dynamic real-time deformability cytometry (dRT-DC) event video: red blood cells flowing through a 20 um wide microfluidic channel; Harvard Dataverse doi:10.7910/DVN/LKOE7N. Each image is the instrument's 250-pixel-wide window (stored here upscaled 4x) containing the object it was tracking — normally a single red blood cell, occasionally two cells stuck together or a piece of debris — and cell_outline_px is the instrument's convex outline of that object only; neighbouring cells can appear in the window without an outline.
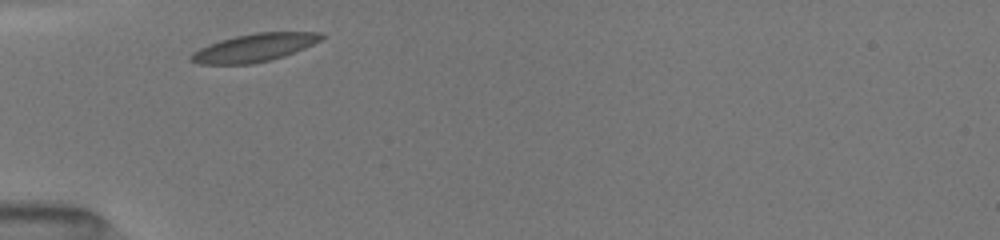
{"species": "common noctule bat (a hibernating species)", "species_latin": "Nyctalus noctula", "temperature_condition": "room temperature", "stored_images_in_passage": 6, "camera_frame_rate_fps": 3000, "um_per_image_px": 0.085, "animal": {"sex": "female", "body_mass_g": 19.5, "forearm_length_mm": 54.1}, "frame": {"image": 1, "passage_image": 1, "time_ms": 0.0, "image_size_px": [1000, 240], "cell_outline_px": [[324, 36], [320, 40], [304, 48], [284, 56], [272, 60], [252, 64], [200, 64], [188, 60], [188, 56], [192, 52], [208, 44], [220, 40], [236, 36], [256, 32], [320, 32]], "centroid_in_image_um": [21.57, 4.06], "position_along_channel_um": 63.4, "area_um2": 21.27}}
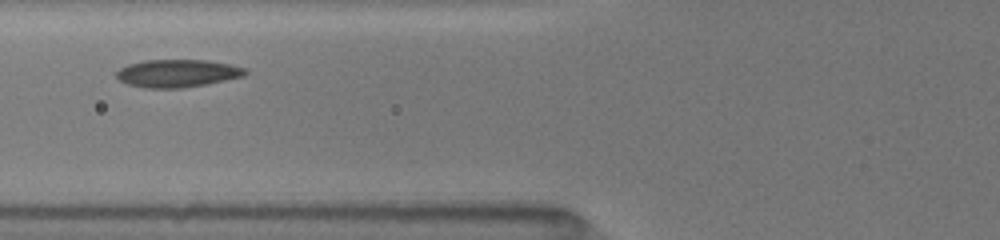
{"frame": {"image": 2, "passage_image": 3, "time_ms": 1.333, "image_size_px": [1000, 240], "cell_outline_px": [[248, 72], [244, 76], [208, 84], [184, 88], [144, 88], [128, 84], [120, 80], [116, 76], [116, 72], [120, 68], [128, 64], [144, 60], [208, 60], [228, 64], [244, 68]], "centroid_in_image_um": [15.07, 6.23], "position_along_channel_um": 110.7, "area_um2": 20.87}}
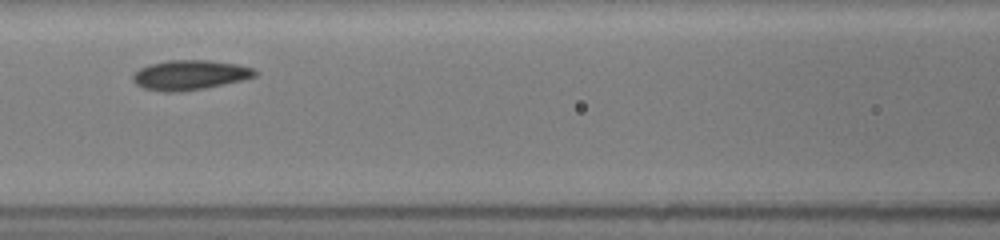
{"frame": {"image": 3, "passage_image": 5, "time_ms": 2.333, "image_size_px": [1000, 240], "cell_outline_px": [[256, 76], [244, 80], [204, 88], [180, 92], [164, 92], [144, 88], [136, 84], [132, 80], [132, 76], [140, 68], [152, 64], [168, 60], [208, 60], [236, 64], [252, 68], [256, 72]], "centroid_in_image_um": [16.13, 6.38], "position_along_channel_um": 150.5, "area_um2": 21.04}}